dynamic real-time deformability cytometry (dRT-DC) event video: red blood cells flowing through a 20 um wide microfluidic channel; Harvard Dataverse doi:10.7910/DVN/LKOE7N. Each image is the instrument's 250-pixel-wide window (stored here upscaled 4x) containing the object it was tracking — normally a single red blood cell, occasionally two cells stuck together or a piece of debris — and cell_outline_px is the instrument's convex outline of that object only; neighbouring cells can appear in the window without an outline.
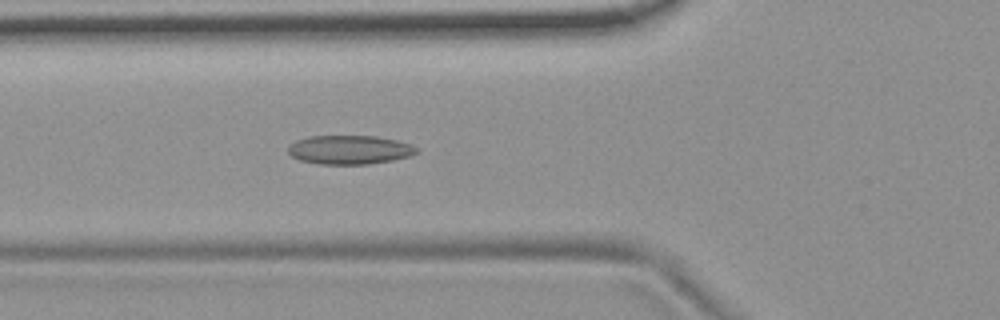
{"species": "common noctule bat (a hibernating species)", "species_latin": "Nyctalus noctula", "temperature_condition": "room temperature", "stored_images_in_passage": 51, "camera_frame_rate_fps": 3000, "um_per_image_px": 0.085, "animal": {"sex": "female", "body_mass_g": 19.9}, "frame": {"image": 1, "passage_image": 16, "time_ms": 5.0, "image_size_px": [1000, 320], "cell_outline_px": [[416, 152], [412, 156], [392, 160], [368, 164], [316, 164], [300, 160], [292, 156], [288, 152], [288, 144], [296, 140], [308, 136], [376, 136], [396, 140], [412, 144], [416, 148]], "centroid_in_image_um": [29.68, 12.73], "position_along_channel_um": 96.1, "area_um2": 21.73}}
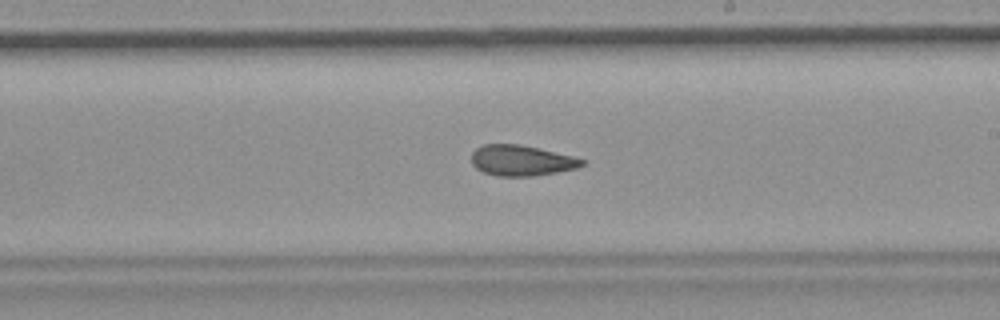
{"frame": {"image": 2, "passage_image": 28, "time_ms": 9.0, "image_size_px": [1000, 320], "cell_outline_px": [[584, 164], [576, 168], [556, 172], [532, 176], [496, 176], [484, 172], [476, 168], [472, 164], [472, 152], [476, 148], [484, 144], [516, 144], [540, 148], [576, 156], [584, 160]], "centroid_in_image_um": [44.33, 13.63], "position_along_channel_um": 244.7, "area_um2": 19.77}}
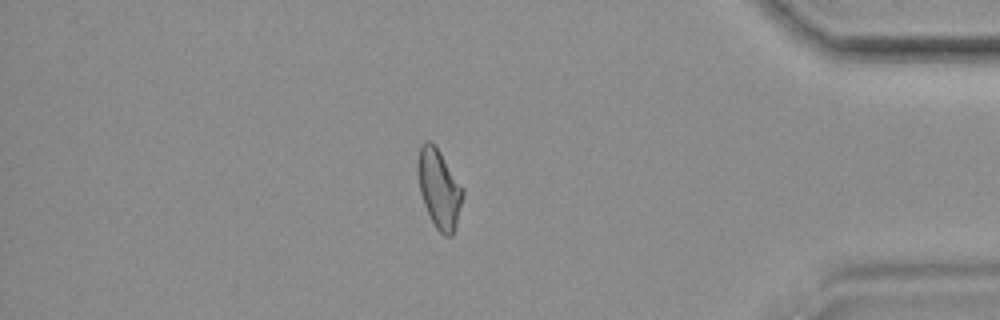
{"frame": {"image": 3, "passage_image": 43, "time_ms": 14.0, "image_size_px": [1000, 320], "cell_outline_px": [[464, 196], [456, 224], [452, 236], [444, 236], [436, 228], [424, 204], [420, 192], [416, 168], [420, 144], [424, 140], [428, 140], [440, 152], [464, 188]], "centroid_in_image_um": [37.32, 16.02], "position_along_channel_um": 397.9, "area_um2": 20.69}, "authors_computed_cell_mechanics": {"area_um2": 20.7502, "velocity_mm_per_s": 3.7068, "shape_relaxation_time_tau1_ms": null, "shape_relaxation_time_tau2_ms": 3.6061, "deformation_change_tau1": null, "deformation_change_tau2": 0.1011}}